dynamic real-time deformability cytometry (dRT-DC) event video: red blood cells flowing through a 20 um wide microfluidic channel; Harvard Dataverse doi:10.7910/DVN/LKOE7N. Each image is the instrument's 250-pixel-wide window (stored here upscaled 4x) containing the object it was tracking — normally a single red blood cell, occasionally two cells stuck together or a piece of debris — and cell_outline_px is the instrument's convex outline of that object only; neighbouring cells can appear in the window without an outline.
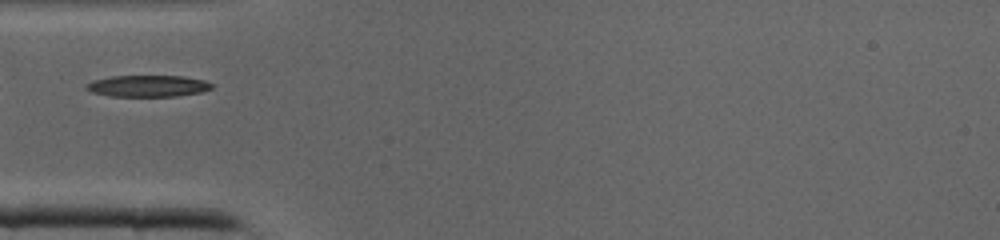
{"species": "common noctule bat (a hibernating species)", "species_latin": "Nyctalus noctula", "temperature_condition": "cold", "stored_images_in_passage": 28, "camera_frame_rate_fps": 3000, "um_per_image_px": 0.085, "animal": {"sex": "male", "body_mass_g": 19.0, "forearm_length_mm": 50.8}, "frame": {"image": 1, "passage_image": 1, "time_ms": 0.0, "image_size_px": [1000, 240], "cell_outline_px": [[212, 88], [200, 92], [176, 96], [108, 96], [92, 92], [84, 88], [92, 80], [112, 76], [184, 76], [204, 80], [212, 84]], "centroid_in_image_um": [12.55, 7.3], "position_along_channel_um": 72.5, "area_um2": 15.66}}
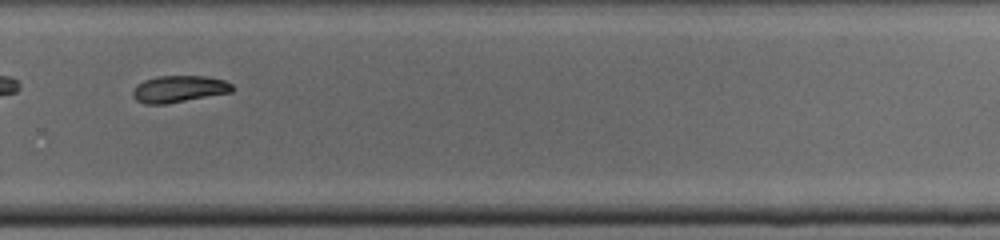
{"frame": {"image": 2, "passage_image": 16, "time_ms": 5.0, "image_size_px": [1000, 240], "cell_outline_px": [[236, 88], [232, 92], [164, 104], [144, 104], [136, 100], [132, 96], [132, 92], [136, 84], [144, 80], [156, 76], [204, 76], [224, 80], [232, 84]], "centroid_in_image_um": [15.2, 7.56], "position_along_channel_um": 314.6, "area_um2": 15.61}}